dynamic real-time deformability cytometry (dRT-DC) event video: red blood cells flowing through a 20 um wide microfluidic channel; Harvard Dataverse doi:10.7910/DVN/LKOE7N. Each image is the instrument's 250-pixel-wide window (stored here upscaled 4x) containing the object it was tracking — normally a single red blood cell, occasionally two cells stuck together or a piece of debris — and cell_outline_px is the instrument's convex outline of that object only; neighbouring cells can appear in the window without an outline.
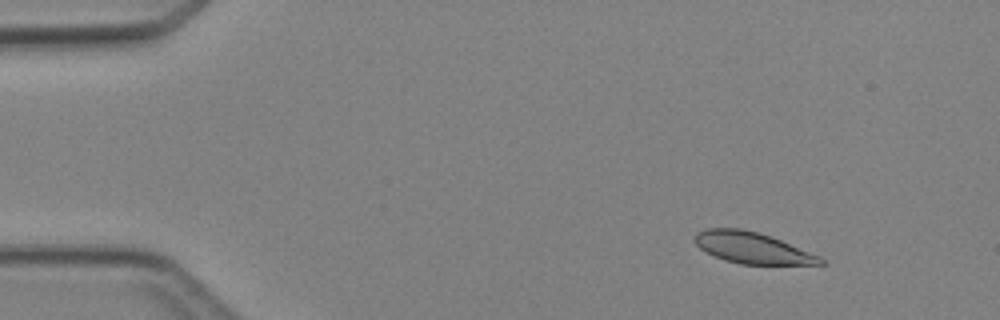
{"species": "Egyptian fruit bat (a non-hibernating species)", "species_latin": "Rousettus aegyptiacus", "temperature_condition": "cold", "stored_images_in_passage": 5, "segment_of_instrument_passage": [1, 2], "camera_frame_rate_fps": 3000, "um_per_image_px": 0.085, "animal": {"sex": "female"}, "frame": {"image": 1, "passage_image": 2, "time_ms": 1.333, "image_size_px": [1000, 320], "cell_outline_px": [[828, 264], [740, 264], [724, 260], [700, 248], [692, 240], [696, 232], [704, 228], [740, 228], [772, 236], [820, 256]], "centroid_in_image_um": [63.93, 21.05], "position_along_channel_um": 21.1, "area_um2": 22.89}}